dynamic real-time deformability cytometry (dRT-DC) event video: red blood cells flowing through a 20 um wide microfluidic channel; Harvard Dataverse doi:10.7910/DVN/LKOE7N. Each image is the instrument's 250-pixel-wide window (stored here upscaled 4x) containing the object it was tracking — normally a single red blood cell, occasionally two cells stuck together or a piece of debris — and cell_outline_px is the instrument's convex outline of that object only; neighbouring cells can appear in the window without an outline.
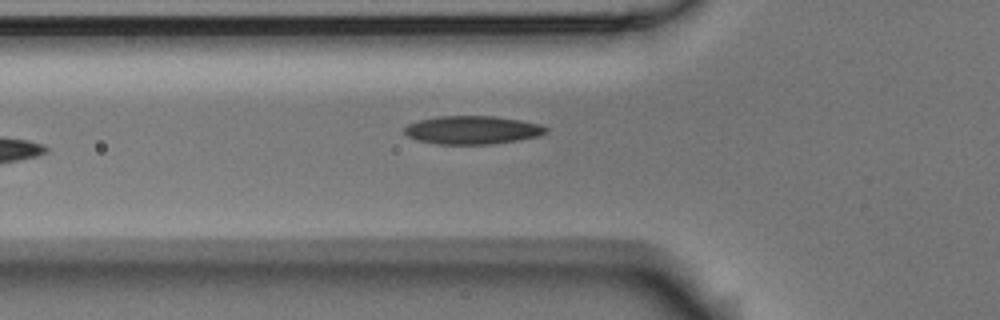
{"species": "Egyptian fruit bat (a non-hibernating species)", "species_latin": "Rousettus aegyptiacus", "temperature_condition": "room temperature", "stored_images_in_passage": 5, "camera_frame_rate_fps": 3000, "um_per_image_px": 0.085, "animal": {"sex": "male"}, "frame": {"image": 1, "passage_image": 5, "time_ms": 1.333, "image_size_px": [1000, 320], "cell_outline_px": [[548, 132], [540, 136], [520, 140], [492, 144], [436, 144], [420, 140], [408, 136], [404, 132], [404, 128], [408, 124], [420, 120], [436, 116], [496, 116], [520, 120], [540, 124], [548, 128]], "centroid_in_image_um": [40.2, 11.05], "position_along_channel_um": 85.6, "area_um2": 23.41}}